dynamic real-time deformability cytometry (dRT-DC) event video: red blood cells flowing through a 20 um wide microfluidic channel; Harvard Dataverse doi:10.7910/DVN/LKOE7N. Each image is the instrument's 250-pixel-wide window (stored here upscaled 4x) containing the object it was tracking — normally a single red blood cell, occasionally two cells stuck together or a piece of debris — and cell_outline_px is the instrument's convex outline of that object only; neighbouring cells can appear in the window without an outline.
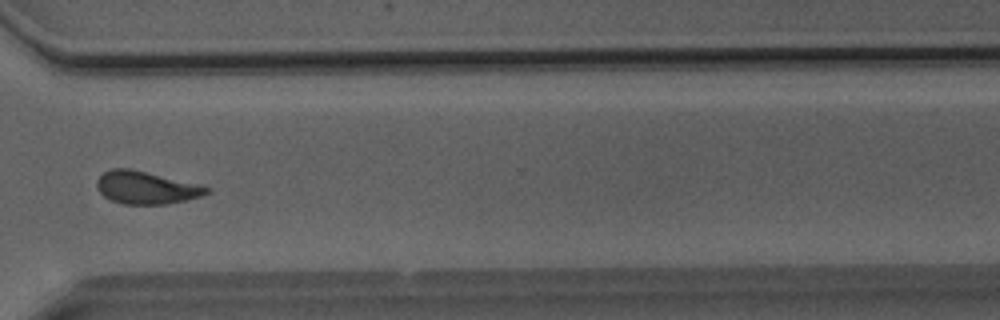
{"species": "Egyptian fruit bat (a non-hibernating species)", "species_latin": "Rousettus aegyptiacus", "temperature_condition": "room temperature", "stored_images_in_passage": 49, "camera_frame_rate_fps": 3000, "um_per_image_px": 0.085, "animal": {"sex": "male"}, "frame": {"image": 1, "passage_image": 37, "time_ms": 12.0, "image_size_px": [1000, 320], "cell_outline_px": [[208, 192], [200, 196], [188, 200], [164, 204], [124, 204], [108, 200], [96, 188], [96, 180], [104, 172], [112, 168], [132, 168], [208, 188]], "centroid_in_image_um": [12.31, 15.95], "position_along_channel_um": 358.3, "area_um2": 20.52}}
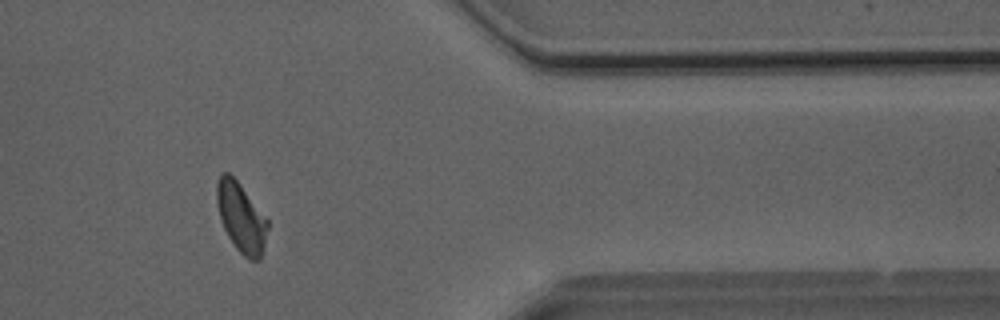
{"frame": {"image": 2, "passage_image": 41, "time_ms": 13.333, "image_size_px": [1000, 320], "cell_outline_px": [[268, 228], [260, 260], [248, 260], [236, 248], [228, 236], [224, 228], [220, 216], [216, 200], [216, 184], [220, 172], [228, 172], [240, 184], [268, 220]], "centroid_in_image_um": [20.48, 18.47], "position_along_channel_um": 390.9, "area_um2": 20.4}}
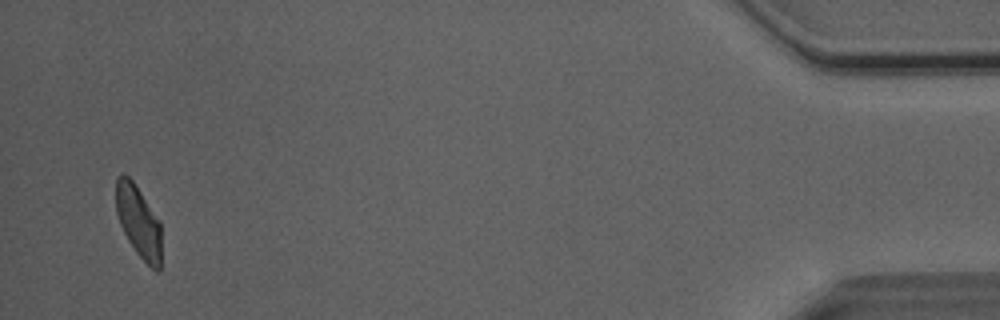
{"frame": {"image": 3, "passage_image": 48, "time_ms": 15.667, "image_size_px": [1000, 320], "cell_outline_px": [[160, 272], [156, 272], [136, 252], [128, 240], [120, 224], [116, 212], [116, 180], [124, 172], [132, 180], [160, 220]], "centroid_in_image_um": [11.77, 18.82], "position_along_channel_um": 423.4, "area_um2": 18.84}, "authors_computed_cell_mechanics": {"area_um2": 21.2126, "velocity_mm_per_s": 4.0423, "shape_relaxation_time_tau1_ms": 5.8779, "shape_relaxation_time_tau2_ms": 2.0075, "deformation_change_tau1": 0.1552, "deformation_change_tau2": 0.0997}}